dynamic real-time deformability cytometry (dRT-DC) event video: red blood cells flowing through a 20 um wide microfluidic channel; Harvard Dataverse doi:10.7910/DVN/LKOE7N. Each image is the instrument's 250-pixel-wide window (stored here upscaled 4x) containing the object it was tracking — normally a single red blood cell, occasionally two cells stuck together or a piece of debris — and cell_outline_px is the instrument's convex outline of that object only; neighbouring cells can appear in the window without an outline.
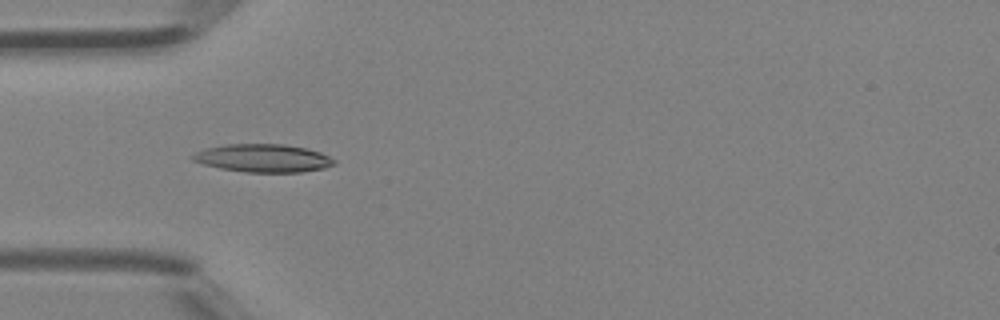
{"species": "Egyptian fruit bat (a non-hibernating species)", "species_latin": "Rousettus aegyptiacus", "temperature_condition": "room temperature", "stored_images_in_passage": 1, "camera_frame_rate_fps": 3000, "um_per_image_px": 0.085, "animal": {"sex": "female"}, "frame": {"image": 1, "passage_image": 1, "time_ms": 0.0, "image_size_px": [1000, 320], "cell_outline_px": [[336, 164], [324, 168], [300, 172], [248, 172], [220, 168], [204, 164], [192, 160], [192, 156], [196, 152], [204, 148], [224, 144], [284, 144], [304, 148], [320, 152], [336, 160]], "centroid_in_image_um": [22.37, 13.44], "position_along_channel_um": 62.6, "area_um2": 23.0}}